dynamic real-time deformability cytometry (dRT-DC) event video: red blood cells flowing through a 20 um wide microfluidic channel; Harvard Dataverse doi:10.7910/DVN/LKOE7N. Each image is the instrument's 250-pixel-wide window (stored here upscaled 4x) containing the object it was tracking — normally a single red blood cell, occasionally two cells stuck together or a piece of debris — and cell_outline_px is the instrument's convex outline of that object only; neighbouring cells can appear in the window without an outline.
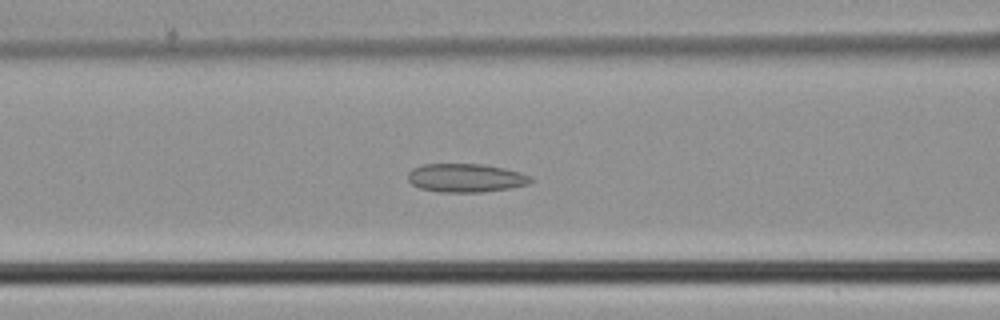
{"species": "common noctule bat (a hibernating species)", "species_latin": "Nyctalus noctula", "temperature_condition": "cold", "stored_images_in_passage": 43, "camera_frame_rate_fps": 3000, "um_per_image_px": 0.085, "animal": {"sex": "male", "body_mass_g": 21.5, "forearm_length_mm": 52.0}, "frame": {"image": 1, "passage_image": 15, "time_ms": 4.667, "image_size_px": [1000, 320], "cell_outline_px": [[532, 180], [528, 184], [512, 188], [480, 192], [440, 192], [420, 188], [412, 184], [408, 180], [408, 172], [412, 168], [420, 164], [484, 164], [504, 168], [520, 172], [532, 176]], "centroid_in_image_um": [39.59, 15.11], "position_along_channel_um": 127.0, "area_um2": 20.58}}
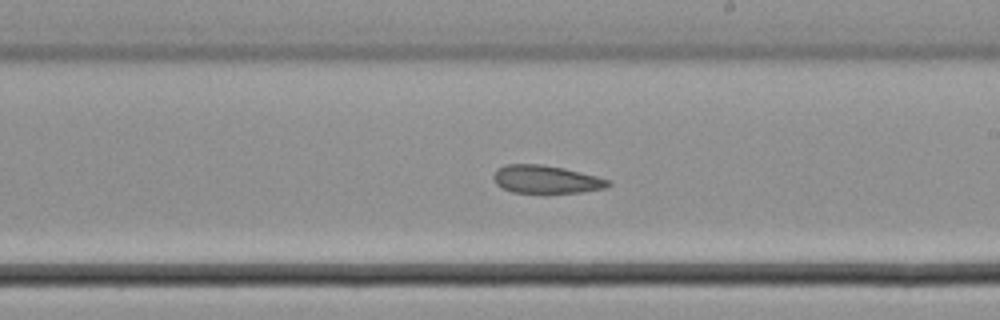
{"frame": {"image": 2, "passage_image": 23, "time_ms": 7.333, "image_size_px": [1000, 320], "cell_outline_px": [[612, 184], [608, 188], [584, 192], [548, 196], [544, 196], [512, 192], [496, 184], [492, 176], [496, 168], [508, 164], [540, 164], [564, 168], [612, 180]], "centroid_in_image_um": [46.45, 15.3], "position_along_channel_um": 242.5, "area_um2": 19.83}}
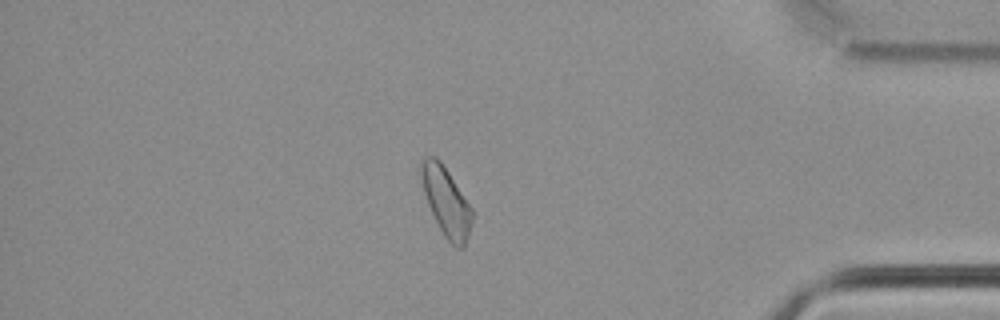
{"frame": {"image": 3, "passage_image": 36, "time_ms": 11.667, "image_size_px": [1000, 320], "cell_outline_px": [[472, 220], [468, 236], [464, 248], [456, 248], [444, 236], [428, 204], [424, 192], [420, 172], [420, 164], [428, 156], [436, 156], [440, 160], [472, 208]], "centroid_in_image_um": [37.93, 17.15], "position_along_channel_um": 397.3, "area_um2": 19.94}}